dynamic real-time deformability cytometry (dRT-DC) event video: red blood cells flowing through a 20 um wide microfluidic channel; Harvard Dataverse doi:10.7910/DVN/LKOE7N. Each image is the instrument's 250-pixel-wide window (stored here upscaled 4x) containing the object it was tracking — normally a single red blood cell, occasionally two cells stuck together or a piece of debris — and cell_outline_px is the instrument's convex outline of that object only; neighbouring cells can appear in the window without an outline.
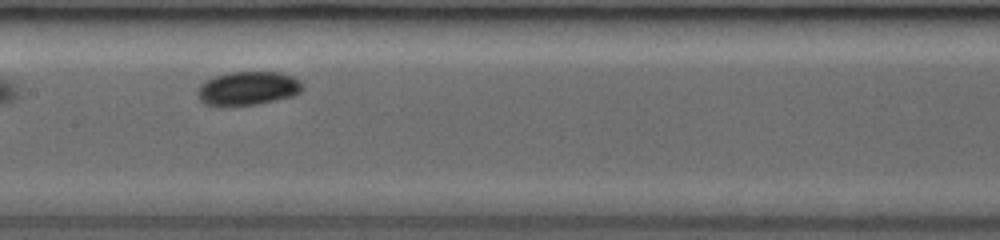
{"species": "common noctule bat (a hibernating species)", "species_latin": "Nyctalus noctula", "temperature_condition": "room temperature", "stored_images_in_passage": 34, "camera_frame_rate_fps": 3000, "um_per_image_px": 0.085, "animal": {"sex": "female", "body_mass_g": 19.0, "forearm_length_mm": 53.3}, "frame": {"image": 1, "passage_image": 10, "time_ms": 2.667, "image_size_px": [1000, 240], "cell_outline_px": [[304, 88], [300, 92], [292, 96], [276, 100], [256, 104], [228, 108], [220, 108], [204, 104], [200, 100], [196, 92], [200, 84], [212, 76], [228, 72], [280, 72], [292, 76], [300, 80], [304, 84]], "centroid_in_image_um": [21.02, 7.53], "position_along_channel_um": 186.4, "area_um2": 21.39}}
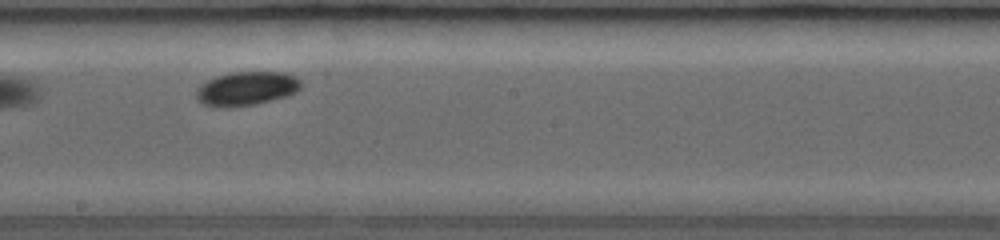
{"frame": {"image": 2, "passage_image": 13, "time_ms": 3.667, "image_size_px": [1000, 240], "cell_outline_px": [[300, 88], [296, 92], [288, 96], [256, 104], [228, 108], [216, 108], [204, 104], [196, 100], [196, 88], [208, 80], [216, 76], [228, 72], [284, 72], [296, 76], [300, 80]], "centroid_in_image_um": [20.93, 7.54], "position_along_channel_um": 227.3, "area_um2": 21.04}}
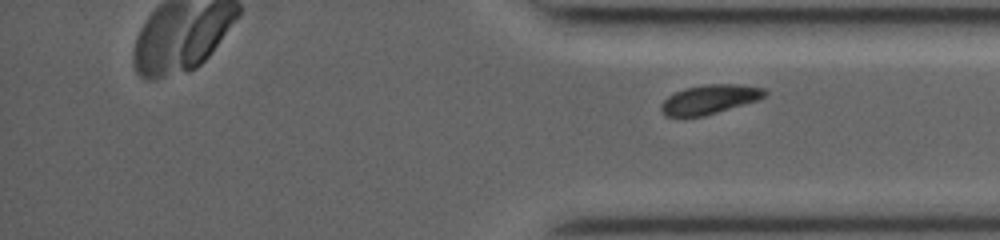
{"frame": {"image": 3, "passage_image": 34, "time_ms": 9.0, "image_size_px": [1000, 240], "cell_outline_px": [[768, 92], [764, 96], [756, 100], [704, 116], [664, 116], [660, 108], [660, 104], [668, 96], [684, 88], [704, 84], [736, 84], [764, 88]], "centroid_in_image_um": [60.28, 8.43], "position_along_channel_um": 374.9, "area_um2": 17.46}}